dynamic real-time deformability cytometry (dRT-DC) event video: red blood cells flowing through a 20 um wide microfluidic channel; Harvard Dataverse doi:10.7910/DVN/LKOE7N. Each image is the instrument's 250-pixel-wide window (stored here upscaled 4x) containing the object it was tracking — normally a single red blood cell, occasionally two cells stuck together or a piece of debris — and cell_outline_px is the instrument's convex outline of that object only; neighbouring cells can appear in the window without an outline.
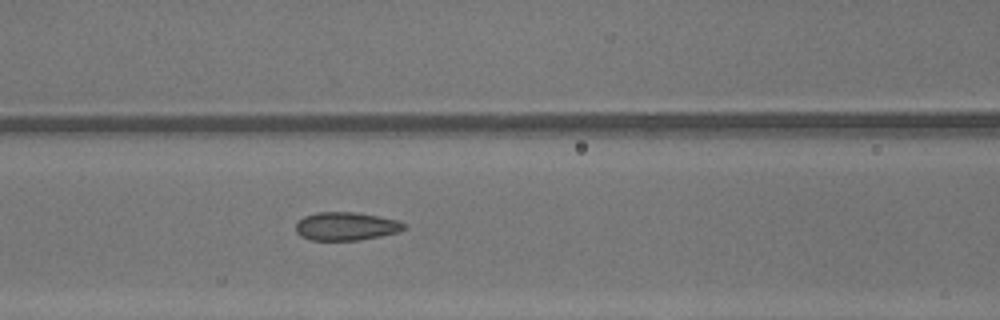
{"species": "common noctule bat (a hibernating species)", "species_latin": "Nyctalus noctula", "temperature_condition": "warm", "stored_images_in_passage": 16, "camera_frame_rate_fps": 3000, "um_per_image_px": 0.085, "animal": {"sex": "male", "body_mass_g": 13.3}, "frame": {"image": 1, "passage_image": 12, "time_ms": 3.667, "image_size_px": [1000, 320], "cell_outline_px": [[404, 228], [400, 232], [360, 240], [312, 240], [300, 236], [296, 232], [296, 224], [304, 216], [316, 212], [356, 212], [400, 220], [404, 224]], "centroid_in_image_um": [29.42, 19.23], "position_along_channel_um": 137.2, "area_um2": 17.86}}